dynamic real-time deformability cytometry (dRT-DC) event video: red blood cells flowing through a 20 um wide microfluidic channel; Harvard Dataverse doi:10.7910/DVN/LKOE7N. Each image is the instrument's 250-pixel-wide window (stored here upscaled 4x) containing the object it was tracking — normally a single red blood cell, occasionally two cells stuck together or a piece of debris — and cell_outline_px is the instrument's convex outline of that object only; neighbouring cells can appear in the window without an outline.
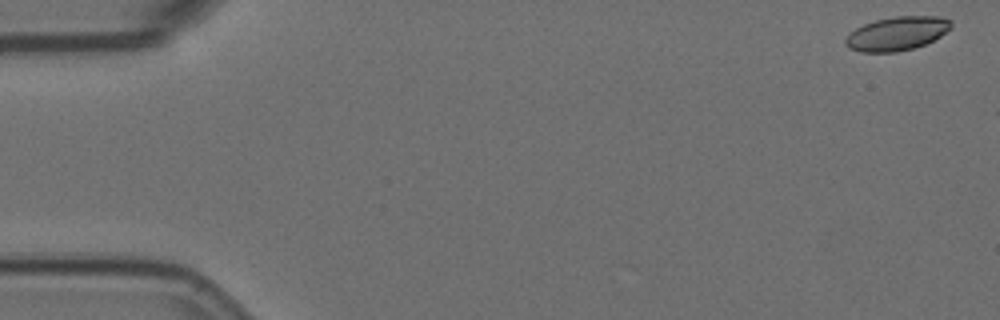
{"species": "Egyptian fruit bat (a non-hibernating species)", "species_latin": "Rousettus aegyptiacus", "temperature_condition": "room temperature", "stored_images_in_passage": 7, "camera_frame_rate_fps": 3000, "um_per_image_px": 0.085, "animal": {"sex": "female"}, "frame": {"image": 1, "passage_image": 1, "time_ms": 0.0, "image_size_px": [1000, 320], "cell_outline_px": [[952, 28], [940, 36], [924, 44], [912, 48], [896, 52], [860, 52], [848, 48], [844, 44], [844, 40], [856, 28], [864, 24], [876, 20], [896, 16], [940, 16], [952, 20]], "centroid_in_image_um": [76.25, 2.85], "position_along_channel_um": 8.7, "area_um2": 20.75}}